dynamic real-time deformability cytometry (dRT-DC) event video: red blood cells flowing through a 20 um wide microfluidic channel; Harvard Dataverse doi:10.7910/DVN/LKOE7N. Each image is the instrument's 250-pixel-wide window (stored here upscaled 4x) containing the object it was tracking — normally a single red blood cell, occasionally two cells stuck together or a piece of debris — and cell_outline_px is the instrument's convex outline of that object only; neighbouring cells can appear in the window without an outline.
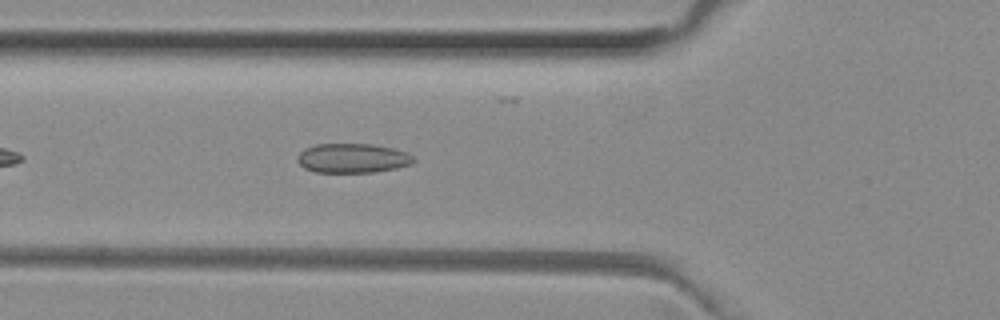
{"species": "common noctule bat (a hibernating species)", "species_latin": "Nyctalus noctula", "temperature_condition": "room temperature", "stored_images_in_passage": 37, "camera_frame_rate_fps": 3000, "um_per_image_px": 0.085, "animal": {"sex": "female", "body_mass_g": 29.2, "forearm_length_mm": 56.3}, "frame": {"image": 1, "passage_image": 4, "time_ms": 1.0, "image_size_px": [1000, 320], "cell_outline_px": [[416, 160], [412, 164], [396, 168], [372, 172], [316, 172], [304, 168], [296, 160], [296, 156], [304, 148], [316, 144], [372, 144], [392, 148], [408, 152]], "centroid_in_image_um": [29.96, 13.44], "position_along_channel_um": 95.8, "area_um2": 20.0}}
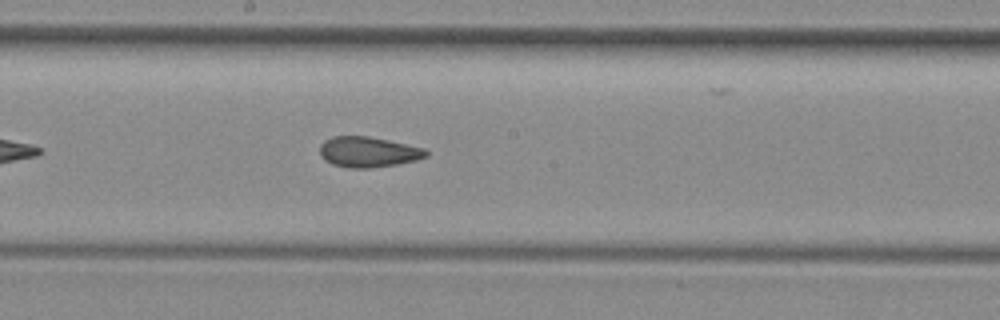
{"frame": {"image": 2, "passage_image": 13, "time_ms": 4.0, "image_size_px": [1000, 320], "cell_outline_px": [[428, 156], [416, 160], [396, 164], [368, 168], [348, 168], [332, 164], [324, 160], [320, 156], [320, 144], [324, 140], [332, 136], [368, 136], [388, 140], [424, 148], [428, 152]], "centroid_in_image_um": [31.26, 12.91], "position_along_channel_um": 216.9, "area_um2": 18.9}}
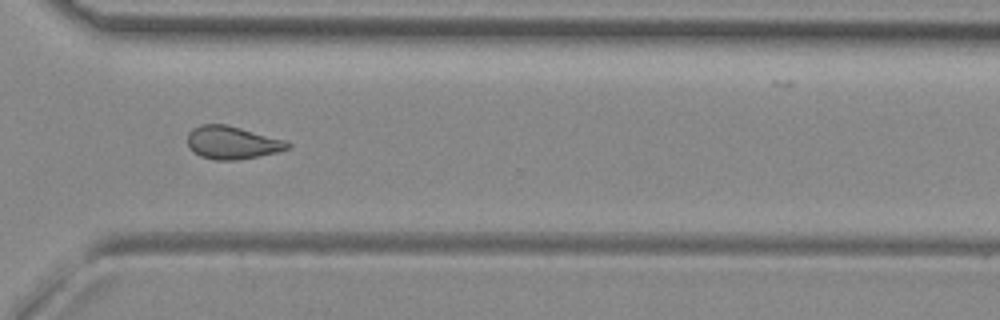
{"frame": {"image": 3, "passage_image": 23, "time_ms": 7.333, "image_size_px": [1000, 320], "cell_outline_px": [[292, 144], [288, 148], [276, 152], [236, 160], [216, 160], [200, 156], [192, 152], [188, 144], [188, 132], [192, 128], [200, 124], [228, 124], [284, 140]], "centroid_in_image_um": [19.69, 12.11], "position_along_channel_um": 350.9, "area_um2": 19.13}, "authors_computed_cell_mechanics": {"area_um2": 19.074, "velocity_mm_per_s": 4.0133, "shape_relaxation_time_tau1_ms": null, "shape_relaxation_time_tau2_ms": 2.5114, "deformation_change_tau1": null, "deformation_change_tau2": 0.078}}